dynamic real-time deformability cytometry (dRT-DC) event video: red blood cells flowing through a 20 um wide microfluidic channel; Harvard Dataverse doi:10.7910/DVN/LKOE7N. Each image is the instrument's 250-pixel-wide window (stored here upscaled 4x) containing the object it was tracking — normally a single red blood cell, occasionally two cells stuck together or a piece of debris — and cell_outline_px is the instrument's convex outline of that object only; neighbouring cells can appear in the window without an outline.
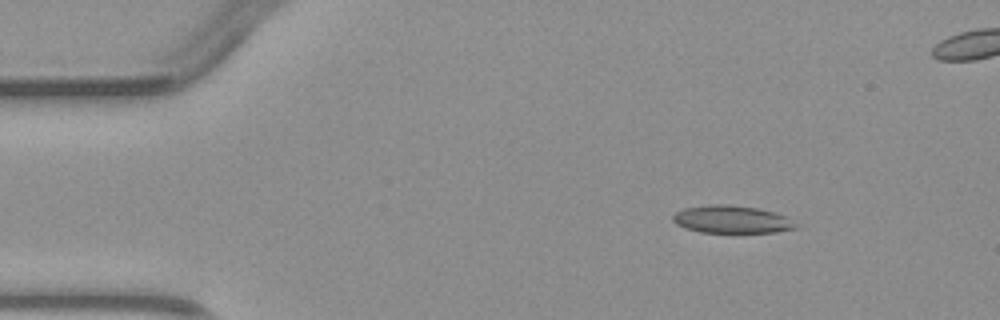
{"species": "common noctule bat (a hibernating species)", "species_latin": "Nyctalus noctula", "temperature_condition": "warm", "stored_images_in_passage": 4, "camera_frame_rate_fps": 3000, "um_per_image_px": 0.085, "animal": {"sex": "male", "body_mass_g": 23.1, "forearm_length_mm": 52.7}, "frame": {"image": 1, "passage_image": 2, "time_ms": 1.667, "image_size_px": [1000, 320], "cell_outline_px": [[800, 228], [776, 232], [700, 232], [684, 228], [676, 224], [672, 220], [672, 216], [676, 212], [684, 208], [708, 204], [728, 204], [756, 208], [776, 212], [784, 216], [796, 224]], "centroid_in_image_um": [62.17, 18.64], "position_along_channel_um": 22.8, "area_um2": 19.83}}